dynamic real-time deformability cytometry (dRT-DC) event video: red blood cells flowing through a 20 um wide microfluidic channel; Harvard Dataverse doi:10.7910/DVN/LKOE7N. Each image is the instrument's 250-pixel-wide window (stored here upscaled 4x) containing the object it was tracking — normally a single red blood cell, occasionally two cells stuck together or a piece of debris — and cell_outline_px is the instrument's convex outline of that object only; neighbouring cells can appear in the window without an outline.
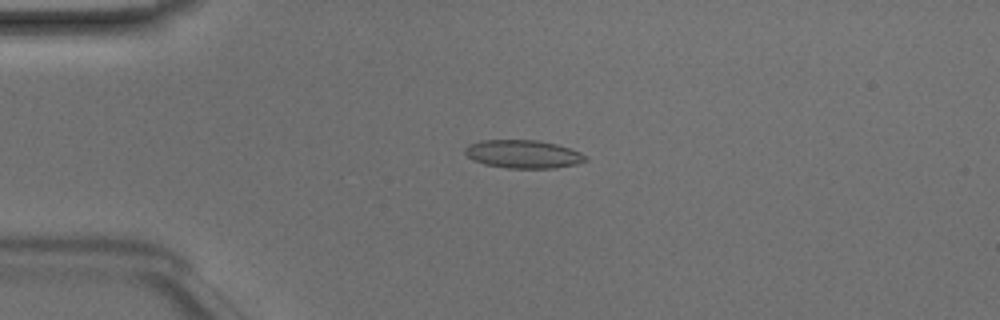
{"species": "Egyptian fruit bat (a non-hibernating species)", "species_latin": "Rousettus aegyptiacus", "temperature_condition": "room temperature", "stored_images_in_passage": 49, "camera_frame_rate_fps": 3000, "um_per_image_px": 0.085, "animal": {"sex": "male"}, "frame": {"image": 1, "passage_image": 12, "time_ms": 3.667, "image_size_px": [1000, 320], "cell_outline_px": [[588, 160], [576, 164], [556, 168], [508, 168], [484, 164], [472, 160], [464, 152], [464, 148], [468, 144], [480, 140], [536, 140], [556, 144], [580, 152], [588, 156]], "centroid_in_image_um": [44.46, 13.1], "position_along_channel_um": 40.5, "area_um2": 19.88}}
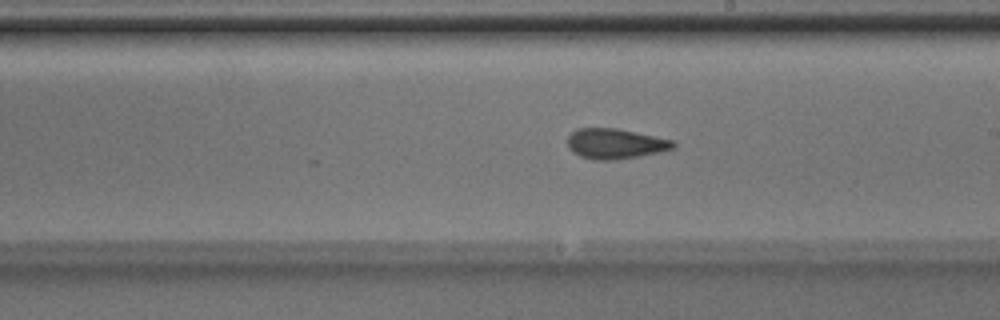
{"frame": {"image": 2, "passage_image": 28, "time_ms": 9.0, "image_size_px": [1000, 320], "cell_outline_px": [[676, 148], [660, 152], [612, 160], [592, 160], [580, 156], [572, 152], [568, 148], [568, 136], [576, 128], [616, 128], [676, 140]], "centroid_in_image_um": [52.31, 12.21], "position_along_channel_um": 236.7, "area_um2": 18.79}}
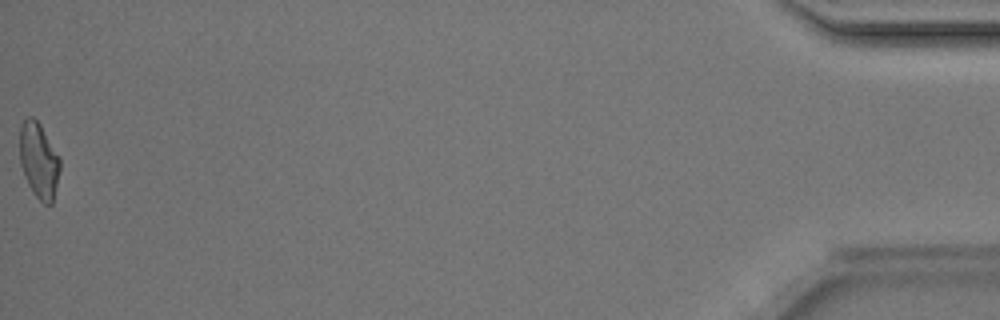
{"frame": {"image": 3, "passage_image": 49, "time_ms": 16.0, "image_size_px": [1000, 320], "cell_outline_px": [[60, 168], [52, 204], [44, 204], [32, 192], [28, 184], [20, 164], [20, 124], [28, 116], [32, 116], [40, 124], [60, 160]], "centroid_in_image_um": [3.28, 13.64], "position_along_channel_um": 431.9, "area_um2": 17.46}, "authors_computed_cell_mechanics": {"area_um2": 18.6116, "velocity_mm_per_s": 4.2015, "shape_relaxation_time_tau1_ms": 11.0359, "shape_relaxation_time_tau2_ms": 1.7771, "deformation_change_tau1": 0.2381, "deformation_change_tau2": 0.0832}}